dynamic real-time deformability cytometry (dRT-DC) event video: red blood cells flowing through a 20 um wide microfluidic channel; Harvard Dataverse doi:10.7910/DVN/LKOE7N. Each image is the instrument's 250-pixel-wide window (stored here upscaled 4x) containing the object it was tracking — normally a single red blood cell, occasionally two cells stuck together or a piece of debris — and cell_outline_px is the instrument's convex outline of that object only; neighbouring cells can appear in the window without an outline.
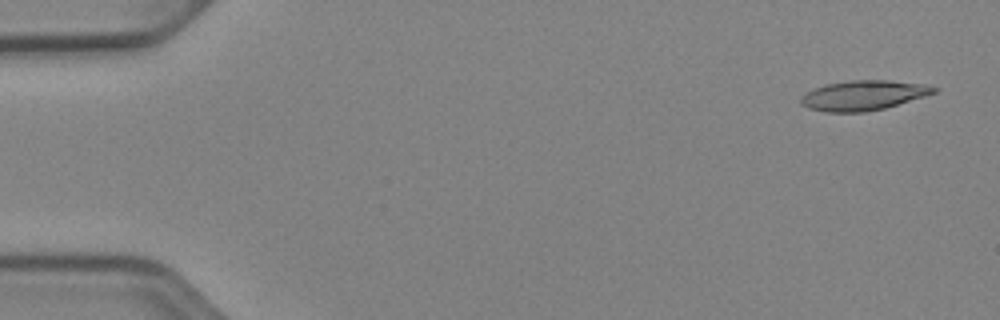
{"species": "Egyptian fruit bat (a non-hibernating species)", "species_latin": "Rousettus aegyptiacus", "temperature_condition": "cold", "stored_images_in_passage": 51, "camera_frame_rate_fps": 3000, "um_per_image_px": 0.085, "animal": {"sex": "female"}, "frame": {"image": 1, "passage_image": 2, "time_ms": 0.333, "image_size_px": [1000, 320], "cell_outline_px": [[940, 88], [936, 92], [924, 96], [884, 108], [864, 112], [824, 112], [808, 108], [800, 104], [800, 96], [824, 84], [852, 80], [888, 80], [924, 84]], "centroid_in_image_um": [73.36, 8.1], "position_along_channel_um": 11.6, "area_um2": 23.06}}
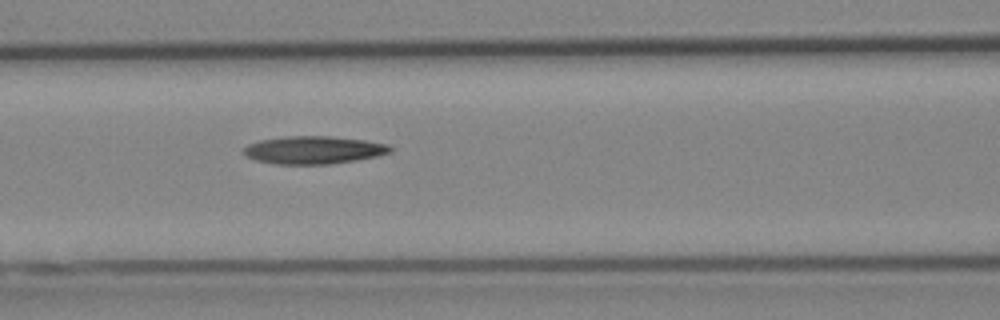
{"frame": {"image": 2, "passage_image": 22, "time_ms": 7.0, "image_size_px": [1000, 320], "cell_outline_px": [[392, 152], [376, 156], [356, 160], [332, 164], [276, 164], [256, 160], [248, 156], [244, 152], [244, 148], [248, 144], [260, 140], [284, 136], [332, 136], [364, 140], [388, 144], [392, 148]], "centroid_in_image_um": [26.68, 12.74], "position_along_channel_um": 139.9, "area_um2": 23.7}}
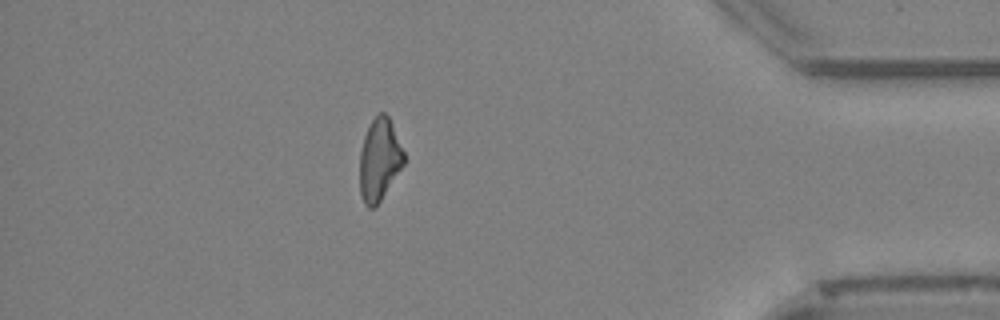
{"frame": {"image": 3, "passage_image": 45, "time_ms": 14.667, "image_size_px": [1000, 320], "cell_outline_px": [[404, 164], [380, 200], [372, 208], [368, 208], [364, 204], [360, 192], [360, 152], [364, 136], [372, 120], [380, 112], [384, 112], [388, 116], [392, 124], [404, 152]], "centroid_in_image_um": [32.24, 13.56], "position_along_channel_um": 403.0, "area_um2": 20.81}}